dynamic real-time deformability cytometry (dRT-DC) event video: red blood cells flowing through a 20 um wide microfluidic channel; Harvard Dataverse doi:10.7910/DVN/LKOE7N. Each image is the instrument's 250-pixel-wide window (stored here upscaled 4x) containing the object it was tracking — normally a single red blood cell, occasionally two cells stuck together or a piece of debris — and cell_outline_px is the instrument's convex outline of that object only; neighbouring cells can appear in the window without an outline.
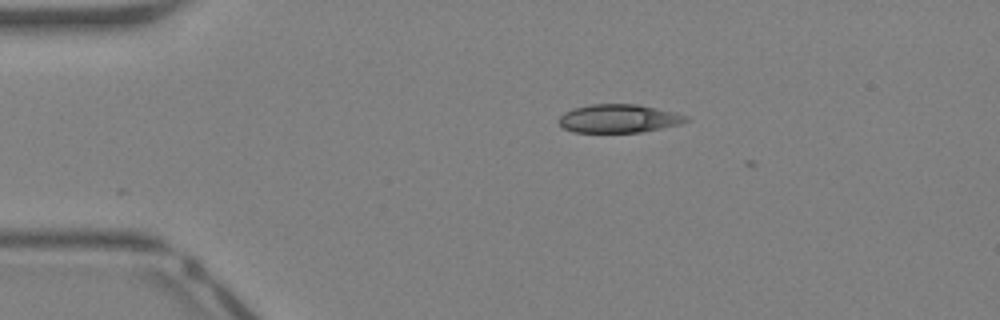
{"species": "Egyptian fruit bat (a non-hibernating species)", "species_latin": "Rousettus aegyptiacus", "temperature_condition": "warm", "stored_images_in_passage": 2, "camera_frame_rate_fps": 3000, "um_per_image_px": 0.085, "animal": {"sex": "female"}, "frame": {"image": 1, "passage_image": 1, "time_ms": 0.0, "image_size_px": [1000, 320], "cell_outline_px": [[688, 120], [680, 124], [644, 132], [572, 132], [564, 128], [560, 124], [560, 116], [564, 112], [572, 108], [592, 104], [636, 104], [676, 112], [688, 116]], "centroid_in_image_um": [52.6, 10.07], "position_along_channel_um": 32.4, "area_um2": 21.04}}